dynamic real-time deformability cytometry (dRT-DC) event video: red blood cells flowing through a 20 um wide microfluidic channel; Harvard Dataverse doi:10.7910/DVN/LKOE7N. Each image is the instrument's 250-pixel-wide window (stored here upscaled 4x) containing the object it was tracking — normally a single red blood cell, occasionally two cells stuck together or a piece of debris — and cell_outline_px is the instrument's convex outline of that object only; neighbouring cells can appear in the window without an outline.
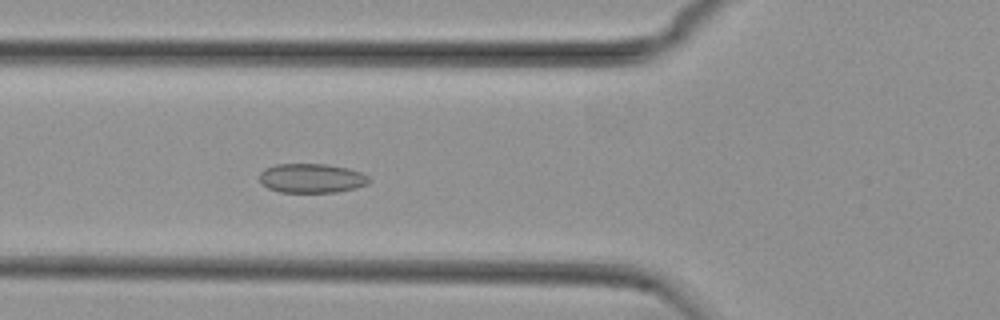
{"species": "common noctule bat (a hibernating species)", "species_latin": "Nyctalus noctula", "temperature_condition": "cold", "stored_images_in_passage": 36, "camera_frame_rate_fps": 3000, "um_per_image_px": 0.085, "animal": {"sex": "female", "body_mass_g": 29.2, "forearm_length_mm": 56.3}, "frame": {"image": 1, "passage_image": 20, "time_ms": 6.333, "image_size_px": [1000, 320], "cell_outline_px": [[372, 180], [368, 184], [356, 188], [336, 192], [280, 192], [268, 188], [260, 184], [260, 172], [264, 168], [276, 164], [324, 164], [348, 168], [360, 172], [368, 176]], "centroid_in_image_um": [26.48, 15.15], "position_along_channel_um": 99.3, "area_um2": 18.84}}
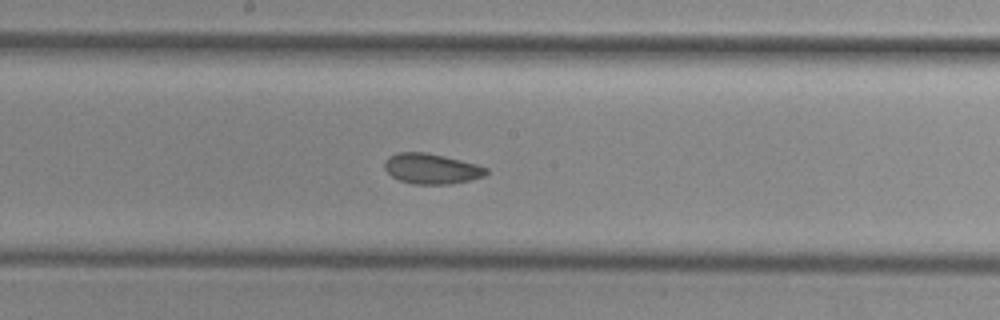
{"frame": {"image": 2, "passage_image": 29, "time_ms": 9.333, "image_size_px": [1000, 320], "cell_outline_px": [[488, 172], [484, 176], [472, 180], [452, 184], [412, 184], [400, 180], [392, 176], [384, 168], [384, 164], [388, 156], [396, 152], [424, 152], [444, 156], [476, 164], [488, 168]], "centroid_in_image_um": [36.68, 14.34], "position_along_channel_um": 211.5, "area_um2": 18.03}}
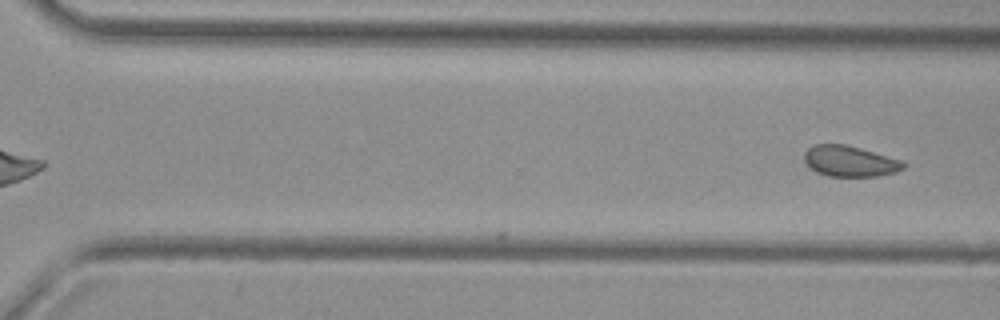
{"frame": {"image": 3, "passage_image": 36, "time_ms": 11.667, "image_size_px": [1000, 320], "cell_outline_px": [[904, 168], [896, 172], [876, 176], [828, 176], [816, 172], [808, 168], [804, 160], [804, 152], [812, 144], [844, 144], [860, 148], [904, 160]], "centroid_in_image_um": [72.21, 13.7], "position_along_channel_um": 298.4, "area_um2": 17.98}}